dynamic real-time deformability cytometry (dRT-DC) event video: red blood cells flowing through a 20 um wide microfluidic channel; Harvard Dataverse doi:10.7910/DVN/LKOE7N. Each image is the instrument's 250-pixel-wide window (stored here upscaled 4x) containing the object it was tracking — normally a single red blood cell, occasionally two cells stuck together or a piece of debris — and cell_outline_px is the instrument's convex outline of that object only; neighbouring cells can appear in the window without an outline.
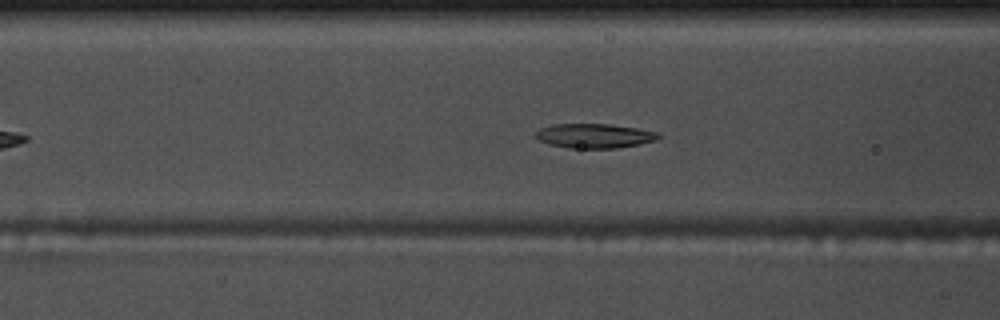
{"species": "common noctule bat (a hibernating species)", "species_latin": "Nyctalus noctula", "temperature_condition": "warm", "stored_images_in_passage": 39, "camera_frame_rate_fps": 3000, "um_per_image_px": 0.085, "animal": {"sex": "male", "body_mass_g": 17.5, "forearm_length_mm": 52.3}, "frame": {"image": 1, "passage_image": 15, "time_ms": 4.667, "image_size_px": [1000, 320], "cell_outline_px": [[660, 136], [656, 140], [640, 144], [616, 148], [568, 148], [548, 144], [532, 136], [540, 128], [552, 124], [608, 124], [636, 128], [656, 132]], "centroid_in_image_um": [50.47, 11.55], "position_along_channel_um": 116.1, "area_um2": 17.46}}
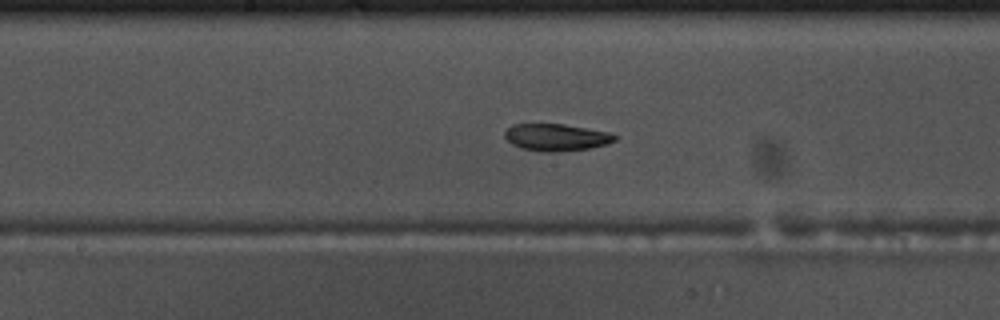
{"frame": {"image": 2, "passage_image": 22, "time_ms": 7.0, "image_size_px": [1000, 320], "cell_outline_px": [[616, 140], [608, 144], [588, 148], [556, 152], [540, 152], [520, 148], [512, 144], [504, 136], [504, 132], [512, 124], [564, 124], [608, 132], [616, 136]], "centroid_in_image_um": [47.25, 11.68], "position_along_channel_um": 200.9, "area_um2": 17.34}}
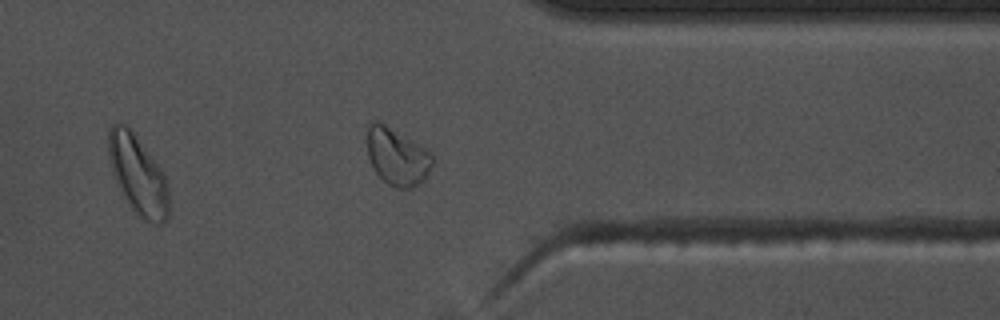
{"frame": {"image": 3, "passage_image": 37, "time_ms": 12.0, "image_size_px": [1000, 320], "cell_outline_px": [[168, 216], [160, 224], [156, 224], [144, 220], [132, 208], [124, 196], [112, 172], [108, 156], [108, 128], [112, 124], [128, 124], [132, 128], [152, 156], [160, 168], [168, 184]], "centroid_in_image_um": [11.71, 14.8], "position_along_channel_um": 399.7, "area_um2": 27.69}, "authors_computed_cell_mechanics": {"area_um2": 17.9758, "velocity_mm_per_s": 3.6505, "shape_relaxation_time_tau1_ms": 8.7077, "shape_relaxation_time_tau2_ms": 4.022, "deformation_change_tau1": 0.2138, "deformation_change_tau2": 0.0874}}